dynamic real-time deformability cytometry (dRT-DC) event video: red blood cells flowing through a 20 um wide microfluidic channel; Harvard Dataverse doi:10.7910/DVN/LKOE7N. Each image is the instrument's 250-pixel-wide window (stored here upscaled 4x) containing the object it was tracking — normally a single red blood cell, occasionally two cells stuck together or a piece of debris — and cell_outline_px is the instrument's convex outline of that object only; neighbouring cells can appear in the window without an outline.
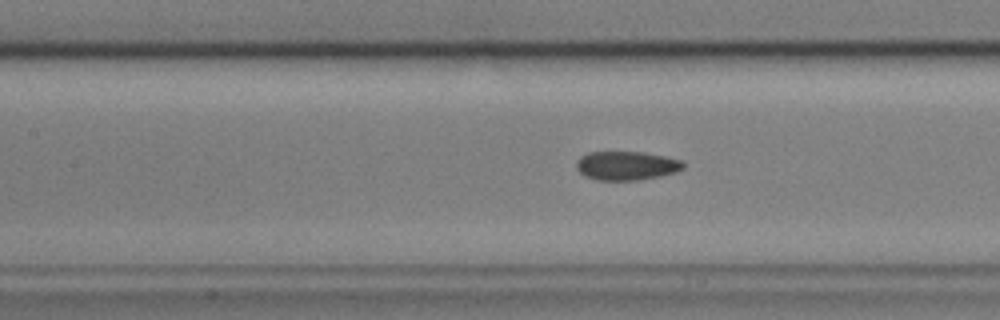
{"species": "common noctule bat (a hibernating species)", "species_latin": "Nyctalus noctula", "temperature_condition": "cold", "stored_images_in_passage": 39, "camera_frame_rate_fps": 3000, "um_per_image_px": 0.085, "animal": {"sex": "male", "body_mass_g": 17.9, "forearm_length_mm": 54.2}, "frame": {"image": 1, "passage_image": 18, "time_ms": 5.667, "image_size_px": [1000, 320], "cell_outline_px": [[684, 168], [676, 172], [660, 176], [636, 180], [596, 180], [584, 176], [576, 168], [576, 160], [580, 156], [588, 152], [644, 152], [684, 160]], "centroid_in_image_um": [53.24, 14.08], "position_along_channel_um": 154.2, "area_um2": 18.15}}
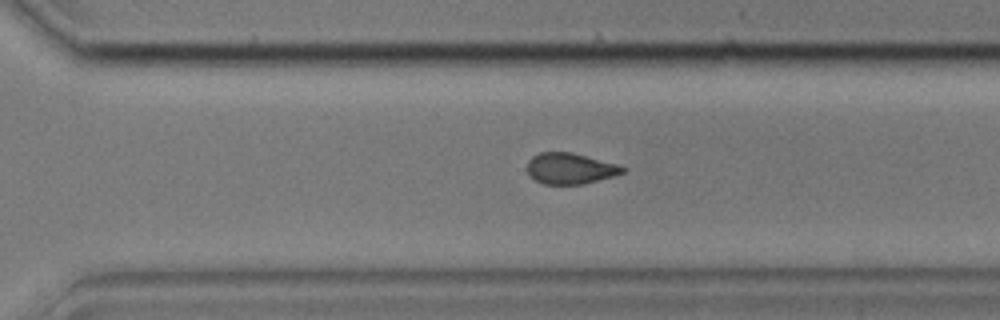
{"frame": {"image": 2, "passage_image": 32, "time_ms": 10.333, "image_size_px": [1000, 320], "cell_outline_px": [[624, 172], [612, 176], [584, 184], [544, 184], [536, 180], [528, 172], [528, 160], [532, 156], [540, 152], [572, 152], [616, 164], [624, 168]], "centroid_in_image_um": [48.43, 14.31], "position_along_channel_um": 322.2, "area_um2": 16.94}}
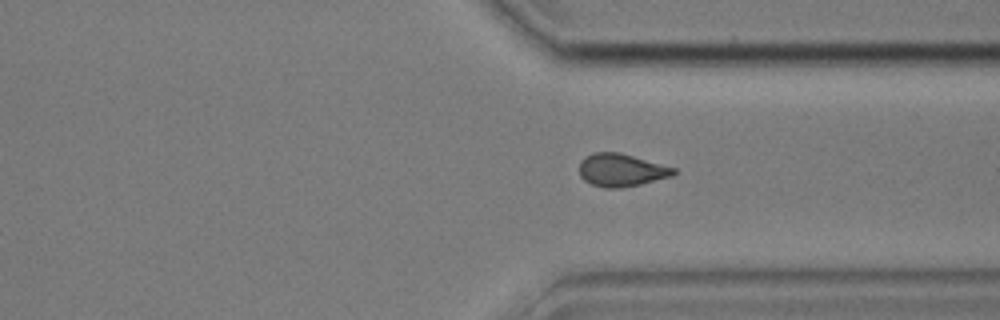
{"frame": {"image": 3, "passage_image": 35, "time_ms": 11.333, "image_size_px": [1000, 320], "cell_outline_px": [[676, 172], [672, 176], [640, 184], [620, 188], [604, 188], [592, 184], [584, 180], [580, 176], [580, 160], [584, 156], [592, 152], [620, 152], [676, 168]], "centroid_in_image_um": [52.79, 14.45], "position_along_channel_um": 358.6, "area_um2": 18.09}}